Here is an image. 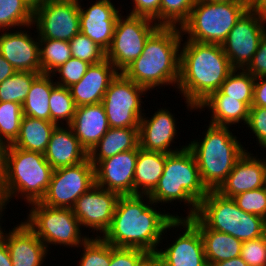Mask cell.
I'll return each instance as SVG.
<instances>
[{"instance_id":"1","label":"cell","mask_w":266,"mask_h":266,"mask_svg":"<svg viewBox=\"0 0 266 266\" xmlns=\"http://www.w3.org/2000/svg\"><path fill=\"white\" fill-rule=\"evenodd\" d=\"M153 204L148 195H120L111 224L101 238L114 247L155 254L162 235L168 229L181 228V216L157 211Z\"/></svg>"},{"instance_id":"2","label":"cell","mask_w":266,"mask_h":266,"mask_svg":"<svg viewBox=\"0 0 266 266\" xmlns=\"http://www.w3.org/2000/svg\"><path fill=\"white\" fill-rule=\"evenodd\" d=\"M181 45L177 90L185 97L187 108L195 110L220 89L234 68L219 44L186 40Z\"/></svg>"},{"instance_id":"3","label":"cell","mask_w":266,"mask_h":266,"mask_svg":"<svg viewBox=\"0 0 266 266\" xmlns=\"http://www.w3.org/2000/svg\"><path fill=\"white\" fill-rule=\"evenodd\" d=\"M182 37L180 27L159 26L147 39L141 55L122 73L149 91L170 84L176 87Z\"/></svg>"},{"instance_id":"4","label":"cell","mask_w":266,"mask_h":266,"mask_svg":"<svg viewBox=\"0 0 266 266\" xmlns=\"http://www.w3.org/2000/svg\"><path fill=\"white\" fill-rule=\"evenodd\" d=\"M209 190L203 184L197 161L192 151L186 147L183 150L167 154L165 167L155 189L148 195L155 203L166 204L172 201L188 204L187 218L194 216L198 204L208 194ZM190 206V207H189Z\"/></svg>"},{"instance_id":"5","label":"cell","mask_w":266,"mask_h":266,"mask_svg":"<svg viewBox=\"0 0 266 266\" xmlns=\"http://www.w3.org/2000/svg\"><path fill=\"white\" fill-rule=\"evenodd\" d=\"M202 141L187 144L197 161L201 180L208 190H217L238 159L246 152L229 127L209 124Z\"/></svg>"},{"instance_id":"6","label":"cell","mask_w":266,"mask_h":266,"mask_svg":"<svg viewBox=\"0 0 266 266\" xmlns=\"http://www.w3.org/2000/svg\"><path fill=\"white\" fill-rule=\"evenodd\" d=\"M53 171L44 153L9 144L5 176L1 184L8 204L10 199L19 195L29 204L41 201L48 190Z\"/></svg>"},{"instance_id":"7","label":"cell","mask_w":266,"mask_h":266,"mask_svg":"<svg viewBox=\"0 0 266 266\" xmlns=\"http://www.w3.org/2000/svg\"><path fill=\"white\" fill-rule=\"evenodd\" d=\"M195 216L209 229L227 233L242 242L260 238L266 234V220L244 212L233 198L209 190L198 204Z\"/></svg>"},{"instance_id":"8","label":"cell","mask_w":266,"mask_h":266,"mask_svg":"<svg viewBox=\"0 0 266 266\" xmlns=\"http://www.w3.org/2000/svg\"><path fill=\"white\" fill-rule=\"evenodd\" d=\"M248 8L246 2L217 3L198 0L191 9L188 20L180 27L182 35L187 34V40L222 45Z\"/></svg>"},{"instance_id":"9","label":"cell","mask_w":266,"mask_h":266,"mask_svg":"<svg viewBox=\"0 0 266 266\" xmlns=\"http://www.w3.org/2000/svg\"><path fill=\"white\" fill-rule=\"evenodd\" d=\"M28 205L31 210L24 222L47 249L49 244L79 248L89 238V235H81L82 227L71 208H53L40 201Z\"/></svg>"},{"instance_id":"10","label":"cell","mask_w":266,"mask_h":266,"mask_svg":"<svg viewBox=\"0 0 266 266\" xmlns=\"http://www.w3.org/2000/svg\"><path fill=\"white\" fill-rule=\"evenodd\" d=\"M148 90L128 79L122 72L112 80L102 99L109 127L139 128L144 115L142 95Z\"/></svg>"},{"instance_id":"11","label":"cell","mask_w":266,"mask_h":266,"mask_svg":"<svg viewBox=\"0 0 266 266\" xmlns=\"http://www.w3.org/2000/svg\"><path fill=\"white\" fill-rule=\"evenodd\" d=\"M120 16L114 30L110 48L106 51V59L122 72L143 52L149 36L159 25L146 17L127 15Z\"/></svg>"},{"instance_id":"12","label":"cell","mask_w":266,"mask_h":266,"mask_svg":"<svg viewBox=\"0 0 266 266\" xmlns=\"http://www.w3.org/2000/svg\"><path fill=\"white\" fill-rule=\"evenodd\" d=\"M95 185V168L85 161L53 171L51 181L41 203L53 208H73L76 200Z\"/></svg>"},{"instance_id":"13","label":"cell","mask_w":266,"mask_h":266,"mask_svg":"<svg viewBox=\"0 0 266 266\" xmlns=\"http://www.w3.org/2000/svg\"><path fill=\"white\" fill-rule=\"evenodd\" d=\"M80 0H47L33 14L39 38L70 41L80 33Z\"/></svg>"},{"instance_id":"14","label":"cell","mask_w":266,"mask_h":266,"mask_svg":"<svg viewBox=\"0 0 266 266\" xmlns=\"http://www.w3.org/2000/svg\"><path fill=\"white\" fill-rule=\"evenodd\" d=\"M266 21L248 8L230 30L222 49L234 69H245L258 50Z\"/></svg>"},{"instance_id":"15","label":"cell","mask_w":266,"mask_h":266,"mask_svg":"<svg viewBox=\"0 0 266 266\" xmlns=\"http://www.w3.org/2000/svg\"><path fill=\"white\" fill-rule=\"evenodd\" d=\"M119 197L118 193L95 184L76 200L72 210L80 226L92 228L97 234L99 231L100 235L96 237H100L111 224Z\"/></svg>"},{"instance_id":"16","label":"cell","mask_w":266,"mask_h":266,"mask_svg":"<svg viewBox=\"0 0 266 266\" xmlns=\"http://www.w3.org/2000/svg\"><path fill=\"white\" fill-rule=\"evenodd\" d=\"M182 235L165 250L155 253L159 266H208L204 243L199 229L187 218L181 217Z\"/></svg>"},{"instance_id":"17","label":"cell","mask_w":266,"mask_h":266,"mask_svg":"<svg viewBox=\"0 0 266 266\" xmlns=\"http://www.w3.org/2000/svg\"><path fill=\"white\" fill-rule=\"evenodd\" d=\"M138 146L101 160L95 168V184L119 195H134V171Z\"/></svg>"},{"instance_id":"18","label":"cell","mask_w":266,"mask_h":266,"mask_svg":"<svg viewBox=\"0 0 266 266\" xmlns=\"http://www.w3.org/2000/svg\"><path fill=\"white\" fill-rule=\"evenodd\" d=\"M80 8V33L107 51L112 43L119 11L111 0H97L88 8Z\"/></svg>"},{"instance_id":"19","label":"cell","mask_w":266,"mask_h":266,"mask_svg":"<svg viewBox=\"0 0 266 266\" xmlns=\"http://www.w3.org/2000/svg\"><path fill=\"white\" fill-rule=\"evenodd\" d=\"M148 118L143 115L139 123V147L147 151H157L166 154L174 153L187 147V145H183L179 149L176 148L174 150L171 148V143L176 138L175 135H178L176 118L168 109L160 108L151 118Z\"/></svg>"},{"instance_id":"20","label":"cell","mask_w":266,"mask_h":266,"mask_svg":"<svg viewBox=\"0 0 266 266\" xmlns=\"http://www.w3.org/2000/svg\"><path fill=\"white\" fill-rule=\"evenodd\" d=\"M29 31L16 30L0 35V54L16 71L41 73L39 37H31Z\"/></svg>"},{"instance_id":"21","label":"cell","mask_w":266,"mask_h":266,"mask_svg":"<svg viewBox=\"0 0 266 266\" xmlns=\"http://www.w3.org/2000/svg\"><path fill=\"white\" fill-rule=\"evenodd\" d=\"M5 232L4 229L0 237L7 245L13 266H43L49 250L25 222Z\"/></svg>"},{"instance_id":"22","label":"cell","mask_w":266,"mask_h":266,"mask_svg":"<svg viewBox=\"0 0 266 266\" xmlns=\"http://www.w3.org/2000/svg\"><path fill=\"white\" fill-rule=\"evenodd\" d=\"M253 155L246 150L216 191L224 197L232 198L239 193L265 187L263 161Z\"/></svg>"},{"instance_id":"23","label":"cell","mask_w":266,"mask_h":266,"mask_svg":"<svg viewBox=\"0 0 266 266\" xmlns=\"http://www.w3.org/2000/svg\"><path fill=\"white\" fill-rule=\"evenodd\" d=\"M119 71L105 59L90 65L79 82L69 87L75 106L98 104Z\"/></svg>"},{"instance_id":"24","label":"cell","mask_w":266,"mask_h":266,"mask_svg":"<svg viewBox=\"0 0 266 266\" xmlns=\"http://www.w3.org/2000/svg\"><path fill=\"white\" fill-rule=\"evenodd\" d=\"M68 126L88 153L110 128L102 103L76 107Z\"/></svg>"},{"instance_id":"25","label":"cell","mask_w":266,"mask_h":266,"mask_svg":"<svg viewBox=\"0 0 266 266\" xmlns=\"http://www.w3.org/2000/svg\"><path fill=\"white\" fill-rule=\"evenodd\" d=\"M44 156L55 170L85 161L88 158V152L82 147L69 126L66 125L64 128L59 125L51 133Z\"/></svg>"},{"instance_id":"26","label":"cell","mask_w":266,"mask_h":266,"mask_svg":"<svg viewBox=\"0 0 266 266\" xmlns=\"http://www.w3.org/2000/svg\"><path fill=\"white\" fill-rule=\"evenodd\" d=\"M188 219L200 231L208 266L240 256L242 241L230 234L207 228L195 215Z\"/></svg>"},{"instance_id":"27","label":"cell","mask_w":266,"mask_h":266,"mask_svg":"<svg viewBox=\"0 0 266 266\" xmlns=\"http://www.w3.org/2000/svg\"><path fill=\"white\" fill-rule=\"evenodd\" d=\"M208 108L211 114L210 124L215 126L230 127L236 123H245L249 115V107L234 98H227L220 90L211 93L196 108Z\"/></svg>"},{"instance_id":"28","label":"cell","mask_w":266,"mask_h":266,"mask_svg":"<svg viewBox=\"0 0 266 266\" xmlns=\"http://www.w3.org/2000/svg\"><path fill=\"white\" fill-rule=\"evenodd\" d=\"M167 154L139 147L134 171V195H149L161 178Z\"/></svg>"},{"instance_id":"29","label":"cell","mask_w":266,"mask_h":266,"mask_svg":"<svg viewBox=\"0 0 266 266\" xmlns=\"http://www.w3.org/2000/svg\"><path fill=\"white\" fill-rule=\"evenodd\" d=\"M139 145L138 128L110 127L106 134L88 153V159L94 167L106 158L123 151H130Z\"/></svg>"},{"instance_id":"30","label":"cell","mask_w":266,"mask_h":266,"mask_svg":"<svg viewBox=\"0 0 266 266\" xmlns=\"http://www.w3.org/2000/svg\"><path fill=\"white\" fill-rule=\"evenodd\" d=\"M56 126L51 121L23 115L19 135L11 145L28 151L44 153Z\"/></svg>"},{"instance_id":"31","label":"cell","mask_w":266,"mask_h":266,"mask_svg":"<svg viewBox=\"0 0 266 266\" xmlns=\"http://www.w3.org/2000/svg\"><path fill=\"white\" fill-rule=\"evenodd\" d=\"M51 74L41 73L32 83L22 104L24 116L50 121L49 98L56 85Z\"/></svg>"},{"instance_id":"32","label":"cell","mask_w":266,"mask_h":266,"mask_svg":"<svg viewBox=\"0 0 266 266\" xmlns=\"http://www.w3.org/2000/svg\"><path fill=\"white\" fill-rule=\"evenodd\" d=\"M254 83L255 77L245 69H234L219 90L227 98L244 102L250 108L253 102Z\"/></svg>"},{"instance_id":"33","label":"cell","mask_w":266,"mask_h":266,"mask_svg":"<svg viewBox=\"0 0 266 266\" xmlns=\"http://www.w3.org/2000/svg\"><path fill=\"white\" fill-rule=\"evenodd\" d=\"M34 12L23 0H0V31L33 26Z\"/></svg>"},{"instance_id":"34","label":"cell","mask_w":266,"mask_h":266,"mask_svg":"<svg viewBox=\"0 0 266 266\" xmlns=\"http://www.w3.org/2000/svg\"><path fill=\"white\" fill-rule=\"evenodd\" d=\"M39 47L43 74H52L72 57L69 41L39 38Z\"/></svg>"},{"instance_id":"35","label":"cell","mask_w":266,"mask_h":266,"mask_svg":"<svg viewBox=\"0 0 266 266\" xmlns=\"http://www.w3.org/2000/svg\"><path fill=\"white\" fill-rule=\"evenodd\" d=\"M41 73L17 71L0 83V101L23 104L33 81Z\"/></svg>"},{"instance_id":"36","label":"cell","mask_w":266,"mask_h":266,"mask_svg":"<svg viewBox=\"0 0 266 266\" xmlns=\"http://www.w3.org/2000/svg\"><path fill=\"white\" fill-rule=\"evenodd\" d=\"M49 108L51 122L59 126L60 123L65 125L63 124L65 120L68 126L74 118L76 109L70 89L56 84L50 94Z\"/></svg>"},{"instance_id":"37","label":"cell","mask_w":266,"mask_h":266,"mask_svg":"<svg viewBox=\"0 0 266 266\" xmlns=\"http://www.w3.org/2000/svg\"><path fill=\"white\" fill-rule=\"evenodd\" d=\"M22 117L21 104L0 101V137L8 144L18 137Z\"/></svg>"},{"instance_id":"38","label":"cell","mask_w":266,"mask_h":266,"mask_svg":"<svg viewBox=\"0 0 266 266\" xmlns=\"http://www.w3.org/2000/svg\"><path fill=\"white\" fill-rule=\"evenodd\" d=\"M198 0H161L160 26L181 27Z\"/></svg>"},{"instance_id":"39","label":"cell","mask_w":266,"mask_h":266,"mask_svg":"<svg viewBox=\"0 0 266 266\" xmlns=\"http://www.w3.org/2000/svg\"><path fill=\"white\" fill-rule=\"evenodd\" d=\"M71 55L91 65L106 59V51L94 43L88 36L78 33L69 41Z\"/></svg>"},{"instance_id":"40","label":"cell","mask_w":266,"mask_h":266,"mask_svg":"<svg viewBox=\"0 0 266 266\" xmlns=\"http://www.w3.org/2000/svg\"><path fill=\"white\" fill-rule=\"evenodd\" d=\"M79 266H109L110 244L101 237H90L83 243Z\"/></svg>"},{"instance_id":"41","label":"cell","mask_w":266,"mask_h":266,"mask_svg":"<svg viewBox=\"0 0 266 266\" xmlns=\"http://www.w3.org/2000/svg\"><path fill=\"white\" fill-rule=\"evenodd\" d=\"M232 198L244 212L260 216L266 220V187L242 192Z\"/></svg>"},{"instance_id":"42","label":"cell","mask_w":266,"mask_h":266,"mask_svg":"<svg viewBox=\"0 0 266 266\" xmlns=\"http://www.w3.org/2000/svg\"><path fill=\"white\" fill-rule=\"evenodd\" d=\"M90 65L91 64L85 61L71 57L68 61L54 70L51 75L56 76V73L58 72L60 77H57L59 79L58 81L56 80L55 83L57 85L69 88L73 84L80 81Z\"/></svg>"},{"instance_id":"43","label":"cell","mask_w":266,"mask_h":266,"mask_svg":"<svg viewBox=\"0 0 266 266\" xmlns=\"http://www.w3.org/2000/svg\"><path fill=\"white\" fill-rule=\"evenodd\" d=\"M240 256L249 266H266V234L243 242Z\"/></svg>"},{"instance_id":"44","label":"cell","mask_w":266,"mask_h":266,"mask_svg":"<svg viewBox=\"0 0 266 266\" xmlns=\"http://www.w3.org/2000/svg\"><path fill=\"white\" fill-rule=\"evenodd\" d=\"M144 250L136 248H120L110 244L109 266H138L147 256Z\"/></svg>"},{"instance_id":"45","label":"cell","mask_w":266,"mask_h":266,"mask_svg":"<svg viewBox=\"0 0 266 266\" xmlns=\"http://www.w3.org/2000/svg\"><path fill=\"white\" fill-rule=\"evenodd\" d=\"M246 125L255 134L259 146L266 149V107L251 106Z\"/></svg>"},{"instance_id":"46","label":"cell","mask_w":266,"mask_h":266,"mask_svg":"<svg viewBox=\"0 0 266 266\" xmlns=\"http://www.w3.org/2000/svg\"><path fill=\"white\" fill-rule=\"evenodd\" d=\"M132 11L129 15L146 17L155 21L160 26V3L161 0H132Z\"/></svg>"},{"instance_id":"47","label":"cell","mask_w":266,"mask_h":266,"mask_svg":"<svg viewBox=\"0 0 266 266\" xmlns=\"http://www.w3.org/2000/svg\"><path fill=\"white\" fill-rule=\"evenodd\" d=\"M245 70L255 78L266 76V29L261 38L258 50L253 55L251 62Z\"/></svg>"},{"instance_id":"48","label":"cell","mask_w":266,"mask_h":266,"mask_svg":"<svg viewBox=\"0 0 266 266\" xmlns=\"http://www.w3.org/2000/svg\"><path fill=\"white\" fill-rule=\"evenodd\" d=\"M251 106L266 107V76L255 78Z\"/></svg>"},{"instance_id":"49","label":"cell","mask_w":266,"mask_h":266,"mask_svg":"<svg viewBox=\"0 0 266 266\" xmlns=\"http://www.w3.org/2000/svg\"><path fill=\"white\" fill-rule=\"evenodd\" d=\"M9 144L0 137V186L3 182L6 170V156Z\"/></svg>"},{"instance_id":"50","label":"cell","mask_w":266,"mask_h":266,"mask_svg":"<svg viewBox=\"0 0 266 266\" xmlns=\"http://www.w3.org/2000/svg\"><path fill=\"white\" fill-rule=\"evenodd\" d=\"M16 72L14 67L0 54V83Z\"/></svg>"},{"instance_id":"51","label":"cell","mask_w":266,"mask_h":266,"mask_svg":"<svg viewBox=\"0 0 266 266\" xmlns=\"http://www.w3.org/2000/svg\"><path fill=\"white\" fill-rule=\"evenodd\" d=\"M249 8L262 20L266 21V0H253Z\"/></svg>"},{"instance_id":"52","label":"cell","mask_w":266,"mask_h":266,"mask_svg":"<svg viewBox=\"0 0 266 266\" xmlns=\"http://www.w3.org/2000/svg\"><path fill=\"white\" fill-rule=\"evenodd\" d=\"M0 266H13L5 241L0 237Z\"/></svg>"},{"instance_id":"53","label":"cell","mask_w":266,"mask_h":266,"mask_svg":"<svg viewBox=\"0 0 266 266\" xmlns=\"http://www.w3.org/2000/svg\"><path fill=\"white\" fill-rule=\"evenodd\" d=\"M211 266H249L241 256L232 258L229 260L221 261V262H216L212 264Z\"/></svg>"},{"instance_id":"54","label":"cell","mask_w":266,"mask_h":266,"mask_svg":"<svg viewBox=\"0 0 266 266\" xmlns=\"http://www.w3.org/2000/svg\"><path fill=\"white\" fill-rule=\"evenodd\" d=\"M138 266H159V262L155 254H149Z\"/></svg>"},{"instance_id":"55","label":"cell","mask_w":266,"mask_h":266,"mask_svg":"<svg viewBox=\"0 0 266 266\" xmlns=\"http://www.w3.org/2000/svg\"><path fill=\"white\" fill-rule=\"evenodd\" d=\"M7 199H6V197H5V193H4V191L2 190V188H1V186H0V221H1V219H2V217H3V212H4V210L3 209H7L6 208V205H7ZM3 231V229H2V226H1V223H0V233Z\"/></svg>"},{"instance_id":"56","label":"cell","mask_w":266,"mask_h":266,"mask_svg":"<svg viewBox=\"0 0 266 266\" xmlns=\"http://www.w3.org/2000/svg\"><path fill=\"white\" fill-rule=\"evenodd\" d=\"M27 6L34 12L40 8L47 0H23Z\"/></svg>"},{"instance_id":"57","label":"cell","mask_w":266,"mask_h":266,"mask_svg":"<svg viewBox=\"0 0 266 266\" xmlns=\"http://www.w3.org/2000/svg\"><path fill=\"white\" fill-rule=\"evenodd\" d=\"M209 2H217V3H224V2H244L242 0H204Z\"/></svg>"},{"instance_id":"58","label":"cell","mask_w":266,"mask_h":266,"mask_svg":"<svg viewBox=\"0 0 266 266\" xmlns=\"http://www.w3.org/2000/svg\"><path fill=\"white\" fill-rule=\"evenodd\" d=\"M266 150V149H265ZM266 158H263L262 161H263V164H264V168H265V187H266Z\"/></svg>"},{"instance_id":"59","label":"cell","mask_w":266,"mask_h":266,"mask_svg":"<svg viewBox=\"0 0 266 266\" xmlns=\"http://www.w3.org/2000/svg\"><path fill=\"white\" fill-rule=\"evenodd\" d=\"M242 1L246 2L248 5H250L253 2V0H242Z\"/></svg>"}]
</instances>
